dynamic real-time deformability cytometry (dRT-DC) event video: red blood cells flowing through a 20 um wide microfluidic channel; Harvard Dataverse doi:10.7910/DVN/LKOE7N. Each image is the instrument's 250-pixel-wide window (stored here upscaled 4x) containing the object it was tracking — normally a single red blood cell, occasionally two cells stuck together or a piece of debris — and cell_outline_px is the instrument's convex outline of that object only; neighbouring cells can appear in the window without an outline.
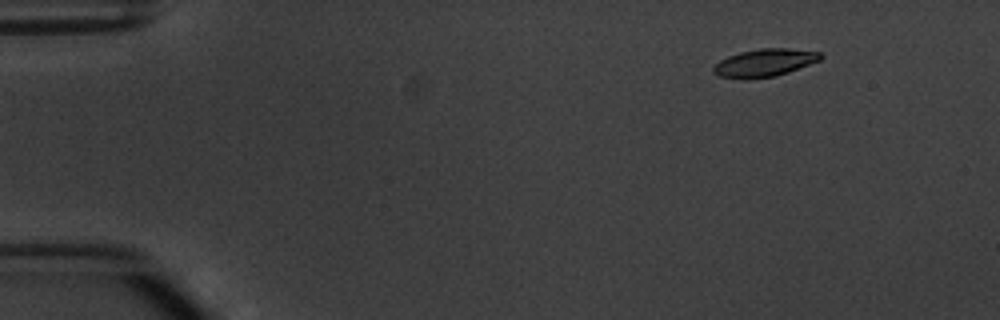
{"species": "common noctule bat (a hibernating species)", "species_latin": "Nyctalus noctula", "temperature_condition": "warm", "stored_images_in_passage": 6, "camera_frame_rate_fps": 3000, "um_per_image_px": 0.085, "animal": {"sex": "male", "body_mass_g": 20.1, "forearm_length_mm": 53.5}, "frame": {"image": 1, "passage_image": 6, "time_ms": 5.667, "image_size_px": [1000, 320], "cell_outline_px": [[824, 56], [820, 60], [788, 72], [776, 76], [748, 80], [744, 80], [720, 76], [712, 72], [712, 68], [720, 60], [728, 56], [740, 52], [760, 48], [788, 48], [820, 52]], "centroid_in_image_um": [64.97, 5.34], "position_along_channel_um": 20.0, "area_um2": 17.46}}